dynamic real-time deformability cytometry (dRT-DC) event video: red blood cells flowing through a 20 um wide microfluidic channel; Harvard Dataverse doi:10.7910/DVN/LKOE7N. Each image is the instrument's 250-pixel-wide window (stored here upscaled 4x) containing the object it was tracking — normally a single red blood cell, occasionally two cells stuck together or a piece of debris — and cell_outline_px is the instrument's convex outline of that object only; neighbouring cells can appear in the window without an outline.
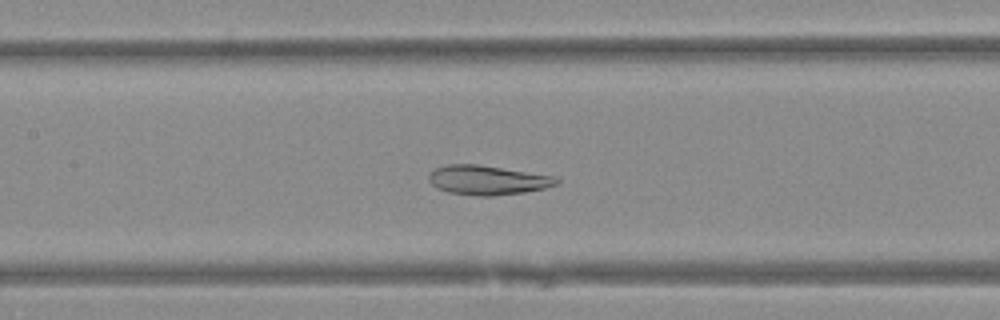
{"species": "Egyptian fruit bat (a non-hibernating species)", "species_latin": "Rousettus aegyptiacus", "temperature_condition": "warm", "stored_images_in_passage": 31, "camera_frame_rate_fps": 3000, "um_per_image_px": 0.085, "animal": {"sex": "female"}, "frame": {"image": 1, "passage_image": 13, "time_ms": 4.0, "image_size_px": [1000, 320], "cell_outline_px": [[560, 184], [544, 188], [524, 192], [492, 196], [480, 196], [448, 192], [436, 188], [428, 180], [428, 176], [436, 168], [448, 164], [476, 164], [552, 176], [560, 180]], "centroid_in_image_um": [41.42, 15.32], "position_along_channel_um": 166.0, "area_um2": 21.62}}
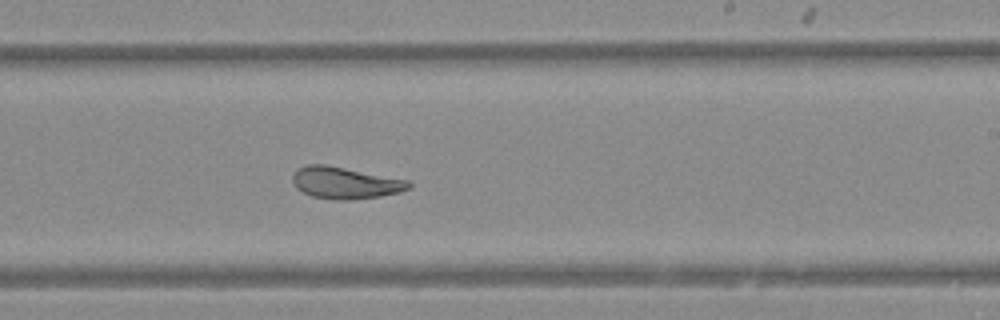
{"frame": {"image": 2, "passage_image": 20, "time_ms": 6.333, "image_size_px": [1000, 320], "cell_outline_px": [[412, 188], [400, 192], [380, 196], [348, 200], [336, 200], [312, 196], [296, 188], [292, 180], [292, 176], [296, 168], [308, 164], [324, 164], [408, 180], [412, 184]], "centroid_in_image_um": [29.33, 15.54], "position_along_channel_um": 259.7, "area_um2": 21.5}}
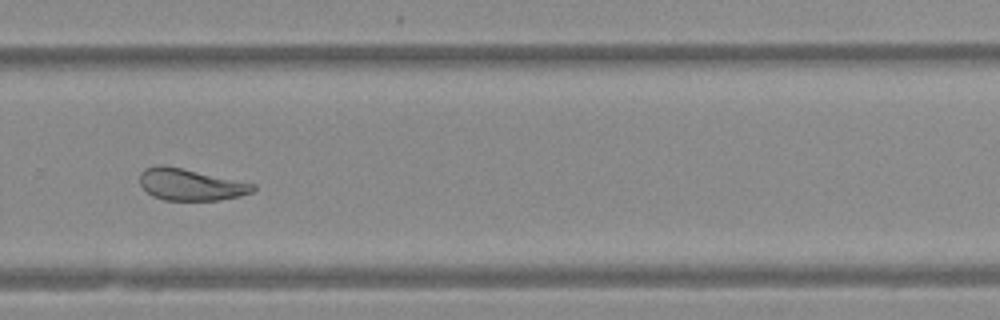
{"frame": {"image": 3, "passage_image": 24, "time_ms": 7.667, "image_size_px": [1000, 320], "cell_outline_px": [[256, 188], [252, 192], [240, 196], [220, 200], [164, 200], [152, 196], [140, 184], [140, 172], [144, 168], [156, 164], [164, 164], [256, 184]], "centroid_in_image_um": [16.18, 15.68], "position_along_channel_um": 313.6, "area_um2": 21.04}}